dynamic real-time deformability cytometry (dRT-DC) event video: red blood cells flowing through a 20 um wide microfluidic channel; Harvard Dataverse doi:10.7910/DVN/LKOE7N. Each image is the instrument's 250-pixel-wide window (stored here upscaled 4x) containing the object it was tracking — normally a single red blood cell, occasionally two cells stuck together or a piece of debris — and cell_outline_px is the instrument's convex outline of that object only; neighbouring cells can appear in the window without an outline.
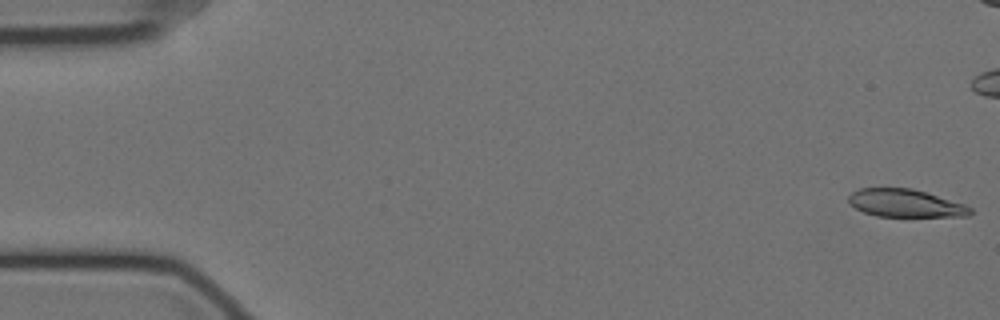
{"species": "Egyptian fruit bat (a non-hibernating species)", "species_latin": "Rousettus aegyptiacus", "temperature_condition": "cold", "stored_images_in_passage": 58, "camera_frame_rate_fps": 3000, "um_per_image_px": 0.085, "animal": {"sex": "female"}, "frame": {"image": 1, "passage_image": 1, "time_ms": 0.0, "image_size_px": [1000, 320], "cell_outline_px": [[972, 212], [968, 216], [876, 216], [864, 212], [856, 208], [848, 200], [848, 196], [852, 192], [860, 188], [912, 188], [964, 204], [972, 208]], "centroid_in_image_um": [76.95, 17.27], "position_along_channel_um": 8.1, "area_um2": 19.48}}
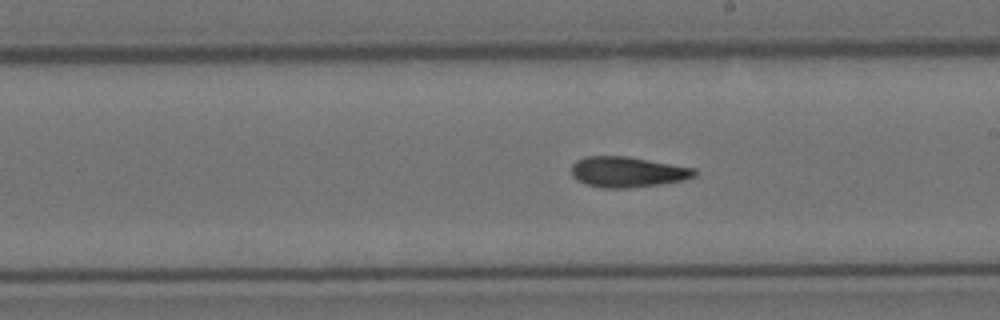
{"frame": {"image": 2, "passage_image": 32, "time_ms": 10.333, "image_size_px": [1000, 320], "cell_outline_px": [[696, 176], [684, 180], [660, 184], [620, 188], [600, 188], [584, 184], [576, 180], [572, 176], [572, 164], [576, 160], [584, 156], [628, 156], [696, 168]], "centroid_in_image_um": [53.31, 14.61], "position_along_channel_um": 235.7, "area_um2": 22.08}}
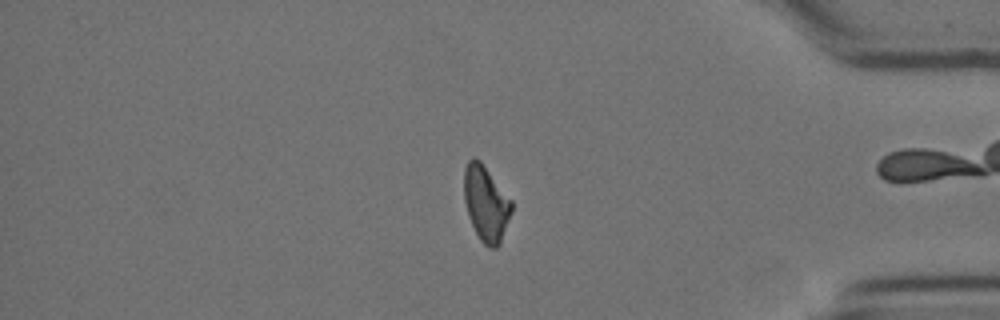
{"frame": {"image": 3, "passage_image": 48, "time_ms": 15.667, "image_size_px": [1000, 320], "cell_outline_px": [[512, 212], [500, 244], [496, 248], [488, 248], [480, 240], [468, 216], [464, 200], [464, 168], [468, 160], [472, 156], [480, 160], [512, 200]], "centroid_in_image_um": [41.31, 17.29], "position_along_channel_um": 393.9, "area_um2": 21.04}, "authors_computed_cell_mechanics": {"area_um2": 21.4149, "velocity_mm_per_s": 3.508, "shape_relaxation_time_tau1_ms": 7.7589, "shape_relaxation_time_tau2_ms": 6.225, "deformation_change_tau1": 0.1968, "deformation_change_tau2": 0.1539}}